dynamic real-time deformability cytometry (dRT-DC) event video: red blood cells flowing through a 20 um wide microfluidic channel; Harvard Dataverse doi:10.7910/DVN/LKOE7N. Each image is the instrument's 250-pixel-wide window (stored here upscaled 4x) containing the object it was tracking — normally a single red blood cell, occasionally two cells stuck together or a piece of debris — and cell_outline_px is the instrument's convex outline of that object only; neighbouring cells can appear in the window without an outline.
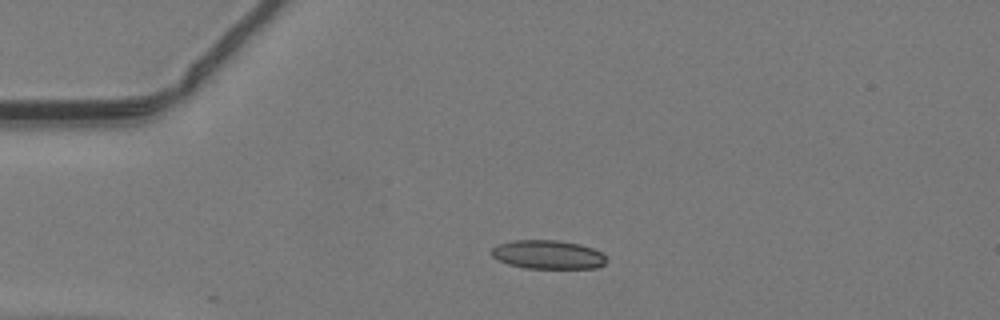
{"species": "common noctule bat (a hibernating species)", "species_latin": "Nyctalus noctula", "temperature_condition": "warm", "stored_images_in_passage": 13, "camera_frame_rate_fps": 3000, "um_per_image_px": 0.085, "animal": {"sex": "male", "body_mass_g": 19.2, "forearm_length_mm": 51.8}, "frame": {"image": 1, "passage_image": 1, "time_ms": 0.0, "image_size_px": [1000, 320], "cell_outline_px": [[608, 260], [604, 264], [596, 268], [524, 268], [508, 264], [492, 256], [492, 248], [500, 244], [512, 240], [556, 240], [580, 244], [604, 252]], "centroid_in_image_um": [46.63, 21.64], "position_along_channel_um": 38.4, "area_um2": 19.31}}
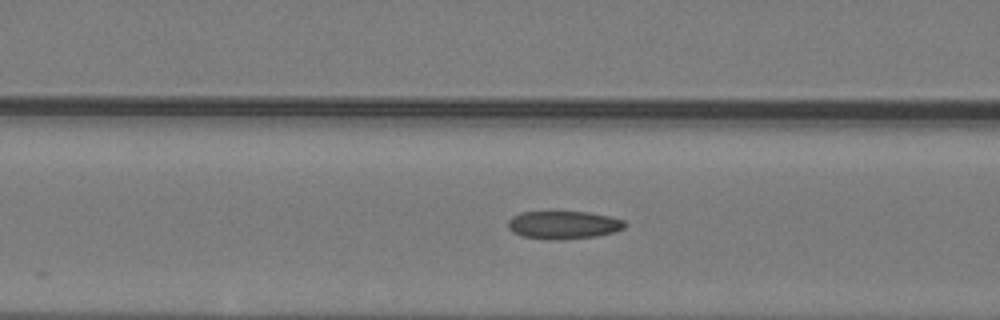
{"frame": {"image": 2, "passage_image": 9, "time_ms": 2.667, "image_size_px": [1000, 320], "cell_outline_px": [[628, 224], [624, 228], [612, 232], [596, 236], [556, 240], [544, 240], [520, 236], [512, 232], [508, 228], [508, 220], [512, 216], [520, 212], [588, 212], [608, 216], [624, 220]], "centroid_in_image_um": [47.85, 19.13], "position_along_channel_um": 118.7, "area_um2": 19.19}}
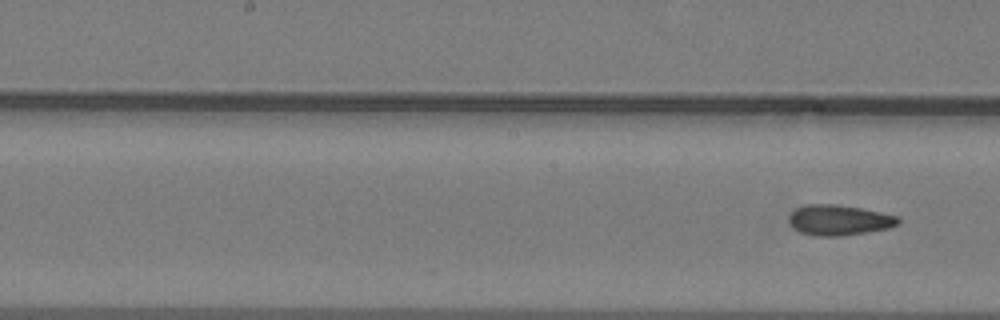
{"frame": {"image": 3, "passage_image": 13, "time_ms": 4.0, "image_size_px": [1000, 320], "cell_outline_px": [[900, 224], [888, 228], [868, 232], [840, 236], [816, 236], [800, 232], [792, 228], [788, 224], [788, 216], [796, 208], [808, 204], [836, 204], [860, 208], [900, 216]], "centroid_in_image_um": [71.3, 18.71], "position_along_channel_um": 176.9, "area_um2": 19.59}}